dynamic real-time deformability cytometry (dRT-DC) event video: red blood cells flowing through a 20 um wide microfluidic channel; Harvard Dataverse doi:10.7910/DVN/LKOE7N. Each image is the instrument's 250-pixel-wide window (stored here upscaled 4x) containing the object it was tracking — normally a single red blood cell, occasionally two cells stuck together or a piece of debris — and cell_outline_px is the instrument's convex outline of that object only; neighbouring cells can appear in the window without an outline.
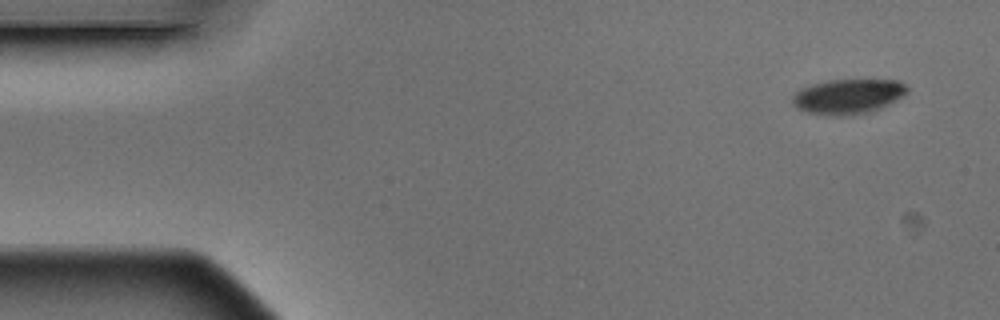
{"species": "Egyptian fruit bat (a non-hibernating species)", "species_latin": "Rousettus aegyptiacus", "temperature_condition": "warm", "stored_images_in_passage": 4, "camera_frame_rate_fps": 3000, "um_per_image_px": 0.085, "animal": {"sex": "male"}, "frame": {"image": 1, "passage_image": 1, "time_ms": 0.0, "image_size_px": [1000, 320], "cell_outline_px": [[908, 92], [904, 96], [880, 108], [868, 112], [852, 116], [828, 116], [808, 112], [796, 108], [792, 104], [792, 96], [800, 88], [812, 84], [828, 80], [900, 80], [908, 88]], "centroid_in_image_um": [72.07, 8.2], "position_along_channel_um": 12.9, "area_um2": 23.58}}